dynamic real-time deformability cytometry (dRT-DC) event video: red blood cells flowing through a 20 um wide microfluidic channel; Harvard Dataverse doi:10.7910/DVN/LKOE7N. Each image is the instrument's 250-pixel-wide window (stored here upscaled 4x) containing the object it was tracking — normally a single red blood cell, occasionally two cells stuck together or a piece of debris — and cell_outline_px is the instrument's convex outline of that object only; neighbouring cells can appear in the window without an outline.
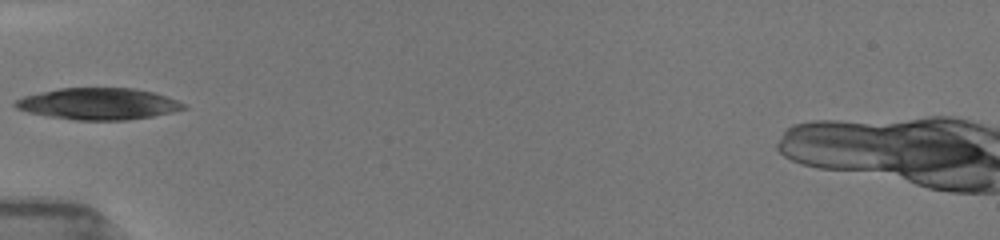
{"species": "common noctule bat (a hibernating species)", "species_latin": "Nyctalus noctula", "temperature_condition": "room temperature", "stored_images_in_passage": 36, "camera_frame_rate_fps": 3000, "um_per_image_px": 0.085, "animal": {"sex": "female", "body_mass_g": 19.5, "forearm_length_mm": 54.1}, "frame": {"image": 1, "passage_image": 1, "time_ms": 0.0, "image_size_px": [1000, 240], "cell_outline_px": [[188, 108], [172, 112], [152, 116], [128, 120], [76, 120], [48, 116], [28, 112], [16, 108], [12, 104], [16, 100], [24, 96], [40, 92], [60, 88], [136, 88], [152, 92], [176, 100], [184, 104]], "centroid_in_image_um": [8.35, 8.82], "position_along_channel_um": 76.7, "area_um2": 30.87}}
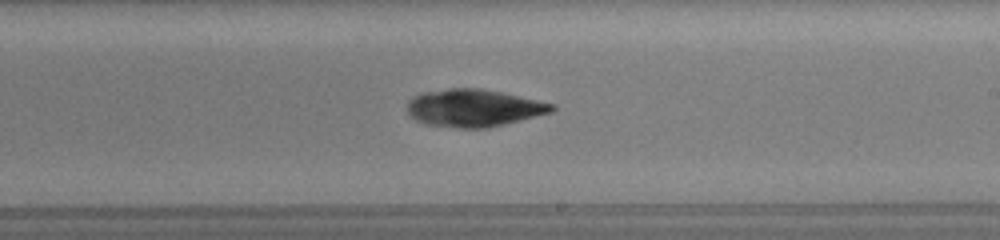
{"frame": {"image": 2, "passage_image": 15, "time_ms": 4.333, "image_size_px": [1000, 240], "cell_outline_px": [[556, 108], [552, 112], [488, 128], [456, 128], [424, 124], [416, 120], [408, 112], [408, 100], [412, 96], [420, 92], [448, 88], [480, 88], [500, 92], [556, 104]], "centroid_in_image_um": [40.24, 9.17], "position_along_channel_um": 248.8, "area_um2": 31.67}}
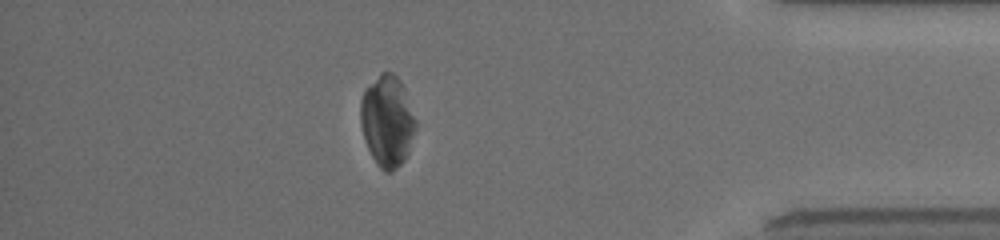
{"frame": {"image": 3, "passage_image": 27, "time_ms": 9.0, "image_size_px": [1000, 240], "cell_outline_px": [[416, 128], [408, 152], [404, 160], [392, 172], [384, 172], [380, 168], [372, 156], [364, 140], [360, 124], [360, 100], [364, 88], [380, 72], [392, 72], [400, 80], [404, 88], [416, 120]], "centroid_in_image_um": [32.89, 10.26], "position_along_channel_um": 402.3, "area_um2": 29.54}}